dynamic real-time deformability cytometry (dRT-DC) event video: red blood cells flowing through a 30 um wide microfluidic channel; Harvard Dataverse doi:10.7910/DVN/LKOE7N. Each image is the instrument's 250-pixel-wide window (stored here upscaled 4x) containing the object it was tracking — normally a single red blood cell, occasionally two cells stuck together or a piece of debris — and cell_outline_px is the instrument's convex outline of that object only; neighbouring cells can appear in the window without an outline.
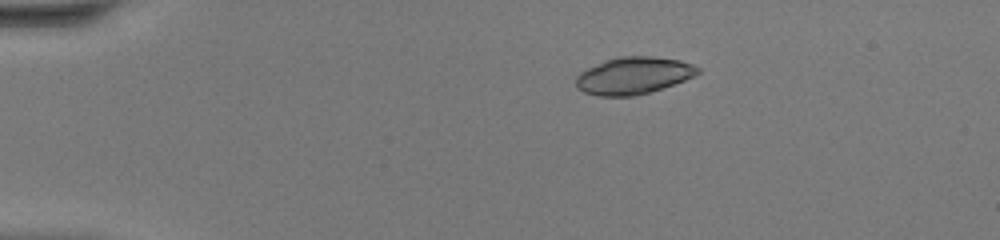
{"species": "common noctule bat (a hibernating species)", "species_latin": "Nyctalus noctula", "temperature_condition": "warm", "stored_images_in_passage": 39, "camera_frame_rate_fps": 3000, "um_per_image_px": 0.085, "animal": {"sex": "female", "body_mass_g": 20.0, "forearm_length_mm": 54.0}, "frame": {"image": 1, "passage_image": 1, "time_ms": 0.0, "image_size_px": [1000, 240], "cell_outline_px": [[700, 72], [684, 80], [636, 96], [600, 96], [584, 92], [576, 84], [576, 76], [580, 72], [588, 68], [608, 60], [620, 56], [652, 56], [680, 60], [692, 64], [700, 68]], "centroid_in_image_um": [53.85, 6.42], "position_along_channel_um": 31.1, "area_um2": 25.89}}
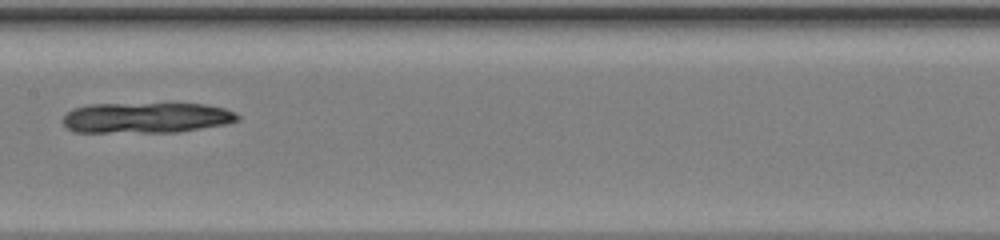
{"frame": {"image": 2, "passage_image": 17, "time_ms": 5.333, "image_size_px": [1000, 240], "cell_outline_px": [[240, 120], [224, 124], [176, 132], [72, 132], [60, 120], [72, 108], [88, 104], [204, 104], [224, 108], [236, 112], [240, 116]], "centroid_in_image_um": [12.4, 10.01], "position_along_channel_um": 195.0, "area_um2": 31.15}}
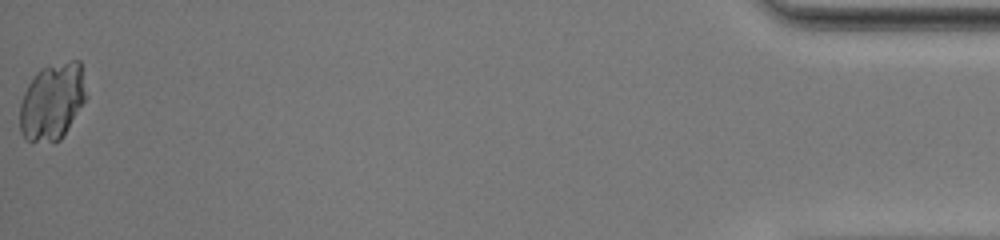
{"frame": {"image": 3, "passage_image": 39, "time_ms": 12.667, "image_size_px": [1000, 240], "cell_outline_px": [[88, 96], [60, 140], [24, 140], [20, 132], [20, 104], [24, 92], [28, 84], [36, 72], [40, 68], [68, 60], [80, 60]], "centroid_in_image_um": [4.45, 8.58], "position_along_channel_um": 430.7, "area_um2": 29.65}}